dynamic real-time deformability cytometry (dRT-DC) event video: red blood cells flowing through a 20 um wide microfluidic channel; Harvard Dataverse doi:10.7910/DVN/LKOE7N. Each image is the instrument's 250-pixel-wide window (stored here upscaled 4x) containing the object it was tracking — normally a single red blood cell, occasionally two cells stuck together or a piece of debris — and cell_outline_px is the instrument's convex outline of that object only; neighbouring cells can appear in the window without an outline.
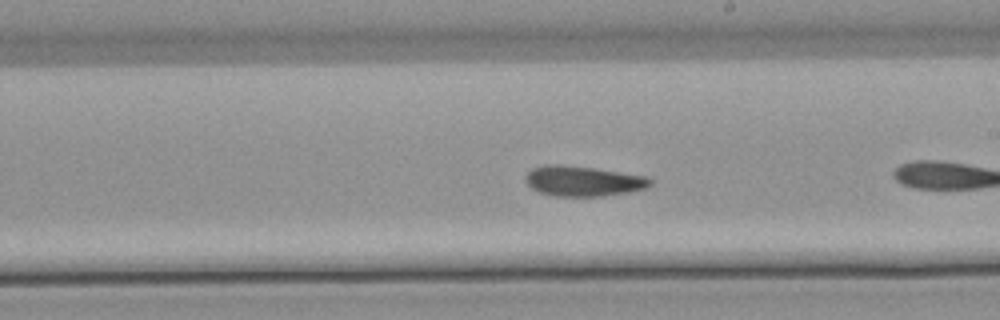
{"species": "common noctule bat (a hibernating species)", "species_latin": "Nyctalus noctula", "temperature_condition": "warm", "stored_images_in_passage": 31, "camera_frame_rate_fps": 3000, "um_per_image_px": 0.085, "animal": {"sex": "male", "body_mass_g": 21.5, "forearm_length_mm": 52.0}, "frame": {"image": 1, "passage_image": 14, "time_ms": 4.333, "image_size_px": [1000, 320], "cell_outline_px": [[652, 184], [648, 188], [628, 192], [600, 196], [556, 196], [540, 192], [532, 188], [524, 180], [524, 176], [532, 168], [548, 164], [560, 164], [592, 168], [648, 176], [652, 180]], "centroid_in_image_um": [49.57, 15.39], "position_along_channel_um": 239.4, "area_um2": 21.96}, "authors_computed_cell_mechanics": {"area_um2": 21.2704, "velocity_mm_per_s": 3.7979, "shape_relaxation_time_tau1_ms": null, "shape_relaxation_time_tau2_ms": 7.1492, "deformation_change_tau1": null, "deformation_change_tau2": 0.1467}}